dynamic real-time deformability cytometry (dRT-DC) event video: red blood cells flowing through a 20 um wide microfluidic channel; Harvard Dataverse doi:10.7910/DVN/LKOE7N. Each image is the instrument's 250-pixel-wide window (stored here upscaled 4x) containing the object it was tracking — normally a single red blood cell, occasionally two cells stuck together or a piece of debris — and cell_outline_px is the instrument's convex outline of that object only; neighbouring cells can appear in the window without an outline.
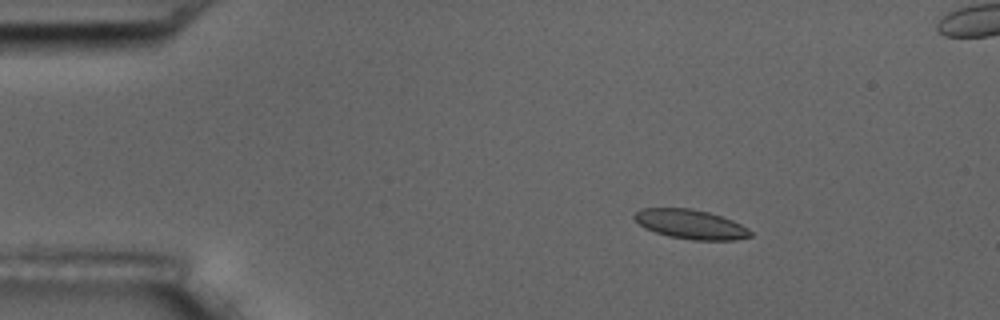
{"species": "common noctule bat (a hibernating species)", "species_latin": "Nyctalus noctula", "temperature_condition": "room temperature", "stored_images_in_passage": 6, "camera_frame_rate_fps": 3000, "um_per_image_px": 0.085, "animal": {"sex": "male", "body_mass_g": 17.5, "forearm_length_mm": 52.3}, "frame": {"image": 1, "passage_image": 3, "time_ms": 2.333, "image_size_px": [1000, 320], "cell_outline_px": [[752, 236], [736, 240], [692, 240], [668, 236], [644, 228], [632, 216], [640, 208], [692, 208], [708, 212], [732, 220], [748, 228], [752, 232]], "centroid_in_image_um": [58.71, 19.06], "position_along_channel_um": 26.3, "area_um2": 19.88}}